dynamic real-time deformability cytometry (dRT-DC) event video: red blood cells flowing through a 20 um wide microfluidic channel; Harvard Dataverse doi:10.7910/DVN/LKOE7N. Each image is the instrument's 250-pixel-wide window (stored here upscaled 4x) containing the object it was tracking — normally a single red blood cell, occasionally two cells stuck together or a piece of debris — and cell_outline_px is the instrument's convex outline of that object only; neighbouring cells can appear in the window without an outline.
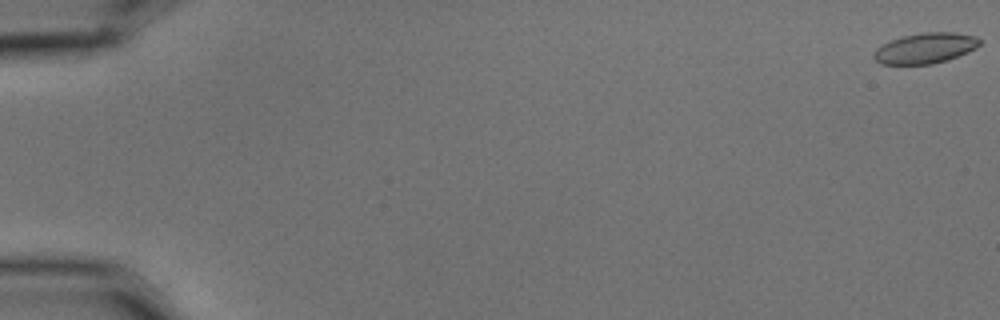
{"species": "common noctule bat (a hibernating species)", "species_latin": "Nyctalus noctula", "temperature_condition": "cold", "stored_images_in_passage": 11, "camera_frame_rate_fps": 3000, "um_per_image_px": 0.085, "animal": {"sex": "male", "body_mass_g": 15.6}, "frame": {"image": 1, "passage_image": 1, "time_ms": 0.0, "image_size_px": [1000, 320], "cell_outline_px": [[980, 44], [976, 48], [968, 52], [948, 60], [932, 64], [880, 64], [872, 56], [876, 48], [892, 40], [904, 36], [924, 32], [956, 32], [976, 36], [980, 40]], "centroid_in_image_um": [78.67, 4.1], "position_along_channel_um": 6.3, "area_um2": 18.79}}
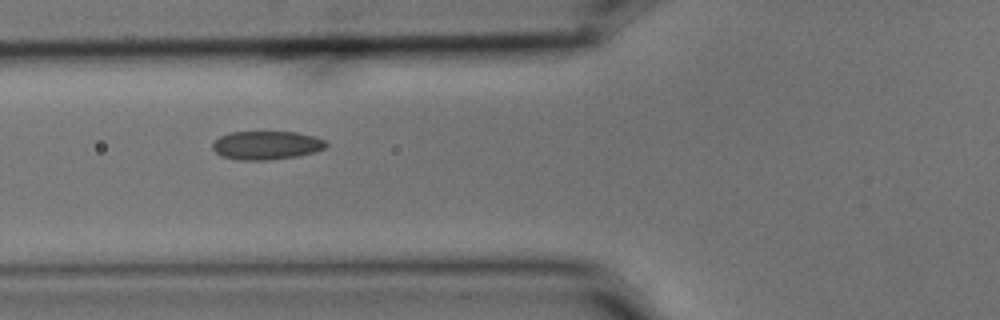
{"frame": {"image": 2, "passage_image": 6, "time_ms": 1.667, "image_size_px": [1000, 320], "cell_outline_px": [[328, 144], [324, 148], [312, 152], [296, 156], [268, 160], [236, 160], [220, 156], [212, 148], [212, 144], [220, 136], [228, 132], [296, 132], [316, 136], [324, 140]], "centroid_in_image_um": [22.62, 12.34], "position_along_channel_um": 103.2, "area_um2": 18.9}}
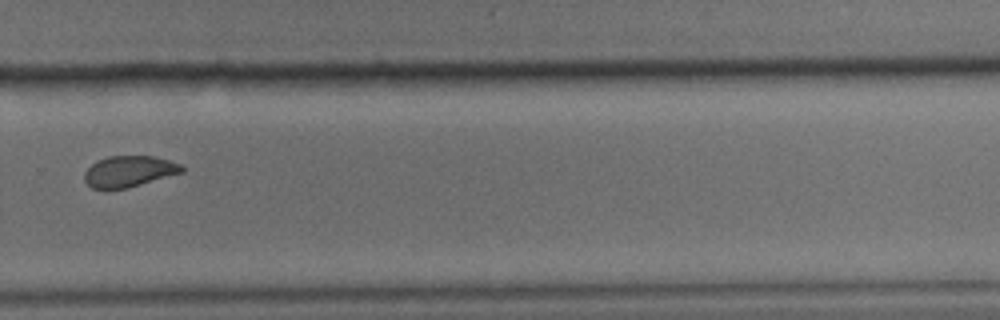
{"frame": {"image": 3, "passage_image": 11, "time_ms": 3.333, "image_size_px": [1000, 320], "cell_outline_px": [[184, 172], [128, 188], [108, 192], [104, 192], [92, 188], [84, 180], [84, 172], [92, 164], [108, 156], [152, 156], [168, 160], [180, 164], [184, 168]], "centroid_in_image_um": [10.93, 14.61], "position_along_channel_um": 318.9, "area_um2": 18.03}}